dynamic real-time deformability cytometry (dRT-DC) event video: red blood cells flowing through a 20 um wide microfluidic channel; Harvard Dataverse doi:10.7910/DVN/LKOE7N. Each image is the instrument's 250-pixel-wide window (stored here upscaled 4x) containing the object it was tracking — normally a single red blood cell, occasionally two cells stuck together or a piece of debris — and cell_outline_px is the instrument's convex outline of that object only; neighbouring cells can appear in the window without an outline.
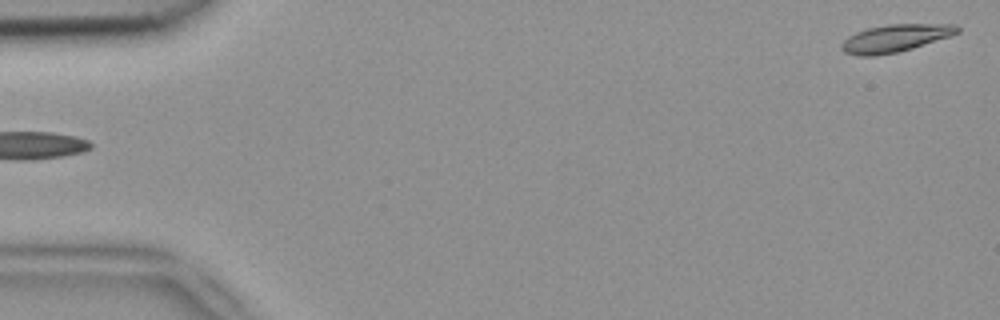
{"species": "common noctule bat (a hibernating species)", "species_latin": "Nyctalus noctula", "temperature_condition": "room temperature", "stored_images_in_passage": 3, "segment_of_instrument_passage": [2, 2], "camera_frame_rate_fps": 3000, "um_per_image_px": 0.085, "animal": {"sex": "female", "body_mass_g": 18.4}, "frame": {"image": 1, "passage_image": 3, "time_ms": 0.667, "image_size_px": [1000, 320], "cell_outline_px": [[960, 32], [912, 48], [896, 52], [876, 56], [860, 56], [844, 52], [840, 48], [840, 44], [848, 36], [856, 32], [868, 28], [888, 24], [956, 24], [960, 28]], "centroid_in_image_um": [76.06, 3.24], "position_along_channel_um": 8.9, "area_um2": 18.44}}